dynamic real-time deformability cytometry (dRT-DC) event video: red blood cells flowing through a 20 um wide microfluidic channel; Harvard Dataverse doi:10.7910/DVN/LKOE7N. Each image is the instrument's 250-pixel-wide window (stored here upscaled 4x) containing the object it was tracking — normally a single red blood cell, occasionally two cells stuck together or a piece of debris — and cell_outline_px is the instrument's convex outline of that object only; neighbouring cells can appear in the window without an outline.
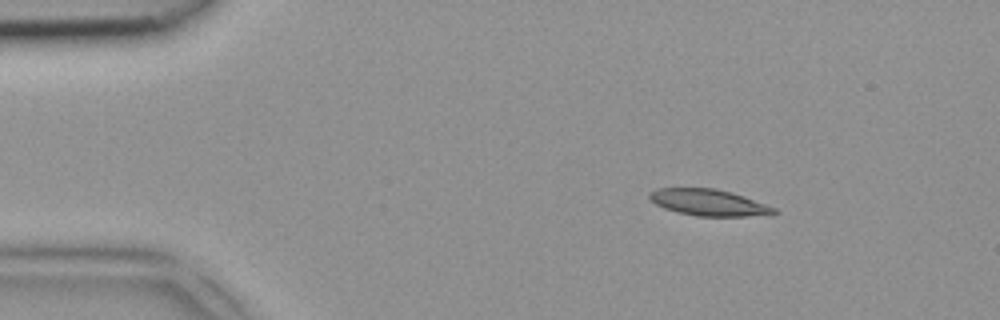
{"species": "common noctule bat (a hibernating species)", "species_latin": "Nyctalus noctula", "temperature_condition": "room temperature", "stored_images_in_passage": 6, "camera_frame_rate_fps": 3000, "um_per_image_px": 0.085, "animal": {"sex": "female", "body_mass_g": 18.4}, "frame": {"image": 1, "passage_image": 2, "time_ms": 0.333, "image_size_px": [1000, 320], "cell_outline_px": [[780, 212], [772, 216], [696, 216], [676, 212], [664, 208], [656, 204], [648, 196], [648, 192], [656, 188], [716, 188], [732, 192], [776, 208]], "centroid_in_image_um": [60.28, 17.22], "position_along_channel_um": 24.7, "area_um2": 19.48}}
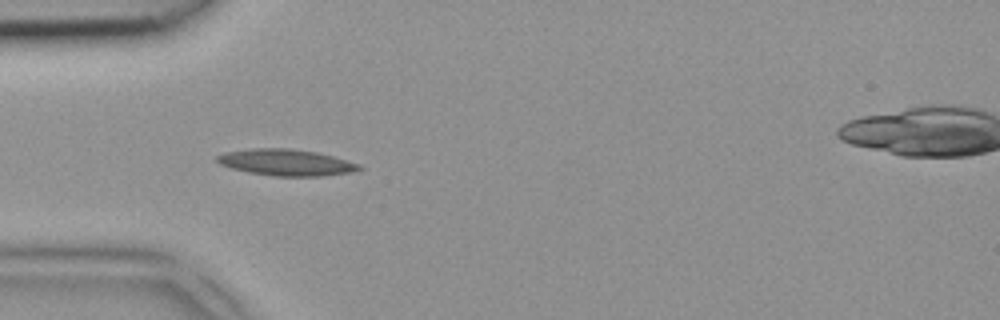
{"frame": {"image": 2, "passage_image": 4, "time_ms": 1.0, "image_size_px": [1000, 320], "cell_outline_px": [[364, 168], [352, 172], [324, 176], [276, 176], [248, 172], [232, 168], [220, 164], [216, 160], [216, 156], [224, 152], [252, 148], [288, 148], [316, 152], [332, 156], [360, 164]], "centroid_in_image_um": [24.32, 13.81], "position_along_channel_um": 60.7, "area_um2": 21.85}}